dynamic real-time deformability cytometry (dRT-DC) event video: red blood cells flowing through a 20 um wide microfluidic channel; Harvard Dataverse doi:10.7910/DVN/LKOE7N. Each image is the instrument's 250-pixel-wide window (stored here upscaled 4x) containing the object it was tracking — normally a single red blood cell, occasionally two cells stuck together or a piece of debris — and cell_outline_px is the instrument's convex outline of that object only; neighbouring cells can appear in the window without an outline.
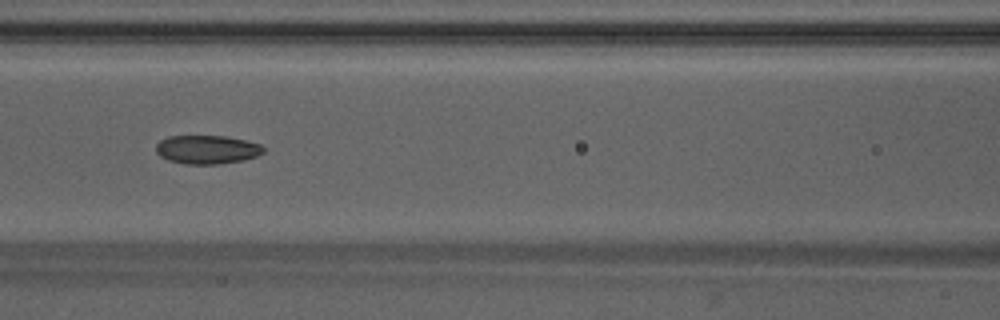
{"species": "Egyptian fruit bat (a non-hibernating species)", "species_latin": "Rousettus aegyptiacus", "temperature_condition": "warm", "stored_images_in_passage": 39, "camera_frame_rate_fps": 3000, "um_per_image_px": 0.085, "animal": {"sex": "male"}, "frame": {"image": 1, "passage_image": 19, "time_ms": 6.0, "image_size_px": [1000, 320], "cell_outline_px": [[264, 152], [256, 156], [244, 160], [220, 164], [184, 164], [168, 160], [160, 156], [156, 152], [156, 144], [160, 140], [168, 136], [224, 136], [244, 140], [260, 144], [264, 148]], "centroid_in_image_um": [17.58, 12.72], "position_along_channel_um": 149.0, "area_um2": 17.98}}
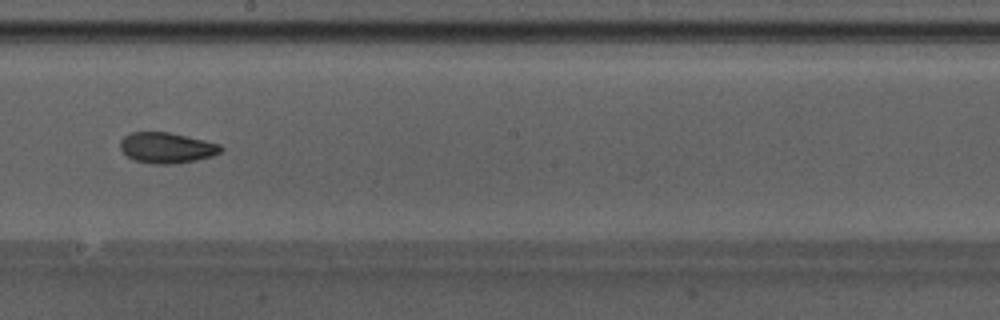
{"frame": {"image": 2, "passage_image": 25, "time_ms": 8.0, "image_size_px": [1000, 320], "cell_outline_px": [[224, 148], [220, 152], [212, 156], [196, 160], [172, 164], [152, 164], [136, 160], [128, 156], [120, 148], [120, 140], [124, 136], [132, 132], [168, 132], [204, 140], [220, 144]], "centroid_in_image_um": [14.18, 12.56], "position_along_channel_um": 234.0, "area_um2": 17.86}}
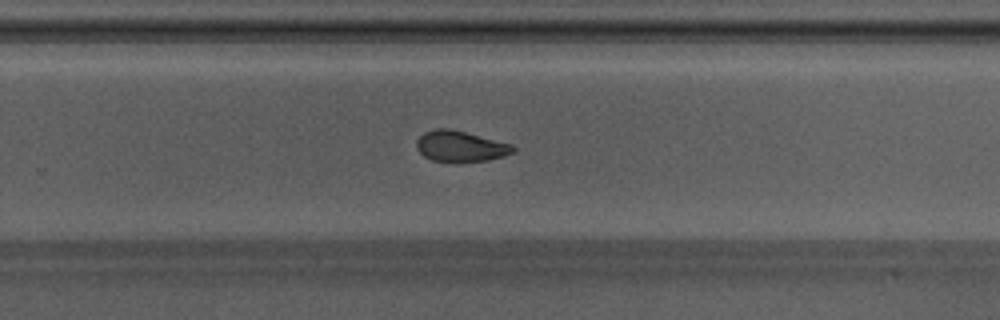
{"frame": {"image": 3, "passage_image": 29, "time_ms": 9.333, "image_size_px": [1000, 320], "cell_outline_px": [[516, 148], [512, 152], [504, 156], [488, 160], [432, 160], [424, 156], [416, 148], [416, 140], [424, 132], [436, 128], [448, 128], [512, 144]], "centroid_in_image_um": [39.11, 12.41], "position_along_channel_um": 290.7, "area_um2": 16.82}, "authors_computed_cell_mechanics": {"area_um2": 18.6116, "velocity_mm_per_s": 4.2605, "shape_relaxation_time_tau1_ms": 9.9186, "shape_relaxation_time_tau2_ms": 3.0377, "deformation_change_tau1": 0.184, "deformation_change_tau2": 0.0899}}